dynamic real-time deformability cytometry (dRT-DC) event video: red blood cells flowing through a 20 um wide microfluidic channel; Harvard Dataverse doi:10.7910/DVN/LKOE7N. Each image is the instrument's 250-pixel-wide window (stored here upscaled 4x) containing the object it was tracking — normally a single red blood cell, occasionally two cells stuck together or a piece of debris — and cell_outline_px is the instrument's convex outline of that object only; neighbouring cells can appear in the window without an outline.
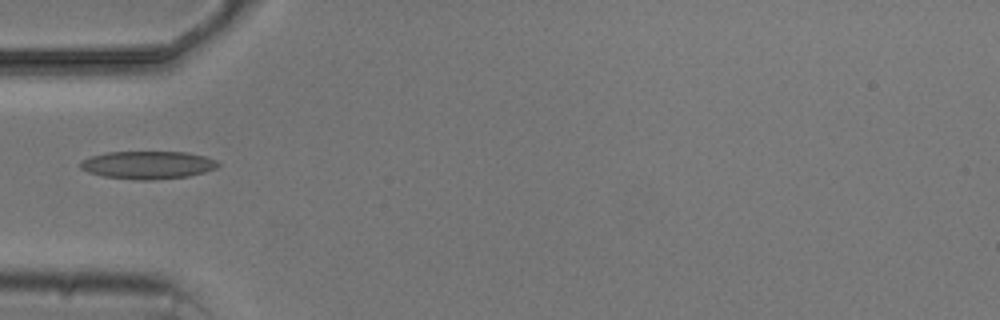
{"species": "common noctule bat (a hibernating species)", "species_latin": "Nyctalus noctula", "temperature_condition": "cold", "stored_images_in_passage": 4, "camera_frame_rate_fps": 3000, "um_per_image_px": 0.085, "animal": {"sex": "male", "body_mass_g": 20.5, "forearm_length_mm": 52.5}, "frame": {"image": 1, "passage_image": 4, "time_ms": 4.333, "image_size_px": [1000, 320], "cell_outline_px": [[220, 164], [216, 168], [204, 172], [188, 176], [148, 180], [136, 180], [104, 176], [88, 172], [80, 168], [80, 160], [92, 156], [108, 152], [188, 152], [204, 156], [216, 160]], "centroid_in_image_um": [12.56, 14.02], "position_along_channel_um": 72.4, "area_um2": 22.25}}